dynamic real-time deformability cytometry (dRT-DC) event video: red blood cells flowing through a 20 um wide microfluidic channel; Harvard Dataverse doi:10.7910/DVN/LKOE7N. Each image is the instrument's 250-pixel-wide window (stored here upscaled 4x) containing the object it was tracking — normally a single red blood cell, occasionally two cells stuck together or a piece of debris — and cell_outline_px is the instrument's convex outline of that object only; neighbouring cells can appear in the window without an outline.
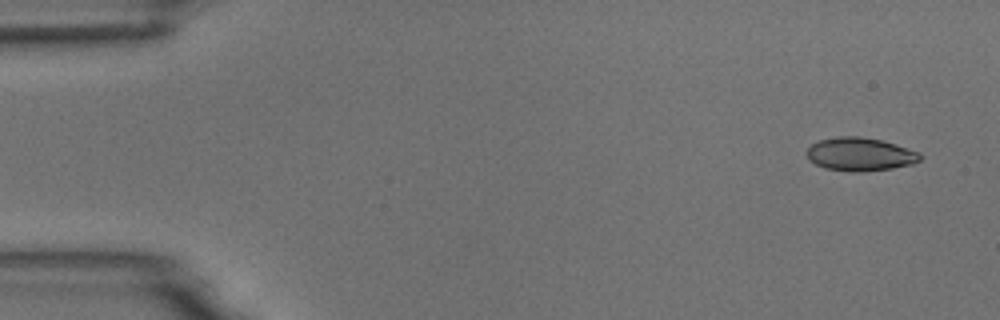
{"species": "common noctule bat (a hibernating species)", "species_latin": "Nyctalus noctula", "temperature_condition": "room temperature", "stored_images_in_passage": 4, "camera_frame_rate_fps": 3000, "um_per_image_px": 0.085, "animal": {"sex": "male", "body_mass_g": 18.8}, "frame": {"image": 1, "passage_image": 1, "time_ms": 0.0, "image_size_px": [1000, 320], "cell_outline_px": [[924, 156], [920, 160], [912, 164], [892, 168], [860, 172], [856, 172], [824, 168], [808, 160], [808, 148], [812, 144], [820, 140], [840, 136], [860, 136], [880, 140], [920, 152]], "centroid_in_image_um": [73.12, 13.11], "position_along_channel_um": 11.9, "area_um2": 21.85}}
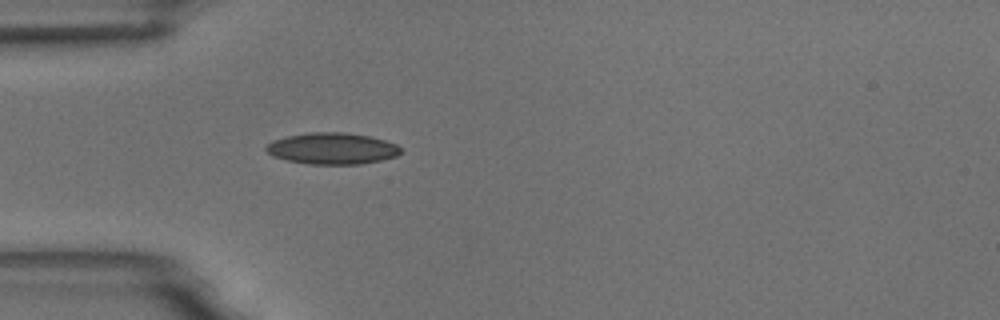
{"frame": {"image": 2, "passage_image": 4, "time_ms": 4.333, "image_size_px": [1000, 320], "cell_outline_px": [[400, 152], [396, 156], [380, 160], [360, 164], [308, 164], [288, 160], [272, 156], [264, 148], [272, 140], [288, 136], [308, 132], [344, 132], [368, 136], [384, 140], [396, 144], [400, 148]], "centroid_in_image_um": [28.2, 12.62], "position_along_channel_um": 56.8, "area_um2": 24.51}}